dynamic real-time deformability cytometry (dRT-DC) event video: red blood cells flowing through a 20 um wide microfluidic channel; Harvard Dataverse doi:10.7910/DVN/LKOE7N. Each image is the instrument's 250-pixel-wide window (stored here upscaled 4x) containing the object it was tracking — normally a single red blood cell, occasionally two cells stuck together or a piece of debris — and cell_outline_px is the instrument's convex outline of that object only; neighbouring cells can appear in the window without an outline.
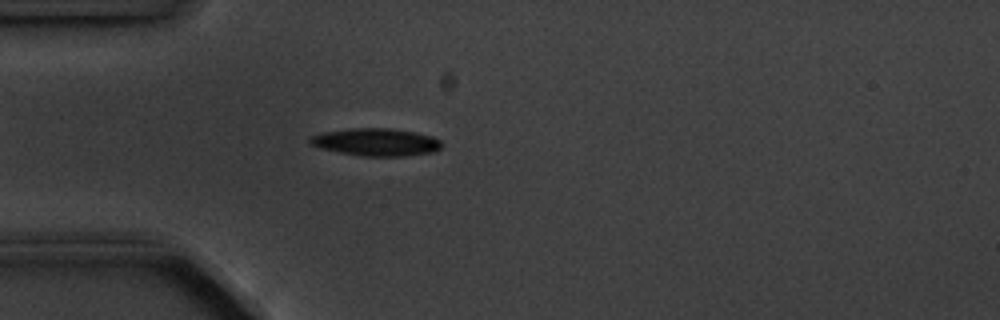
{"species": "common noctule bat (a hibernating species)", "species_latin": "Nyctalus noctula", "temperature_condition": "cold", "stored_images_in_passage": 5, "camera_frame_rate_fps": 3000, "um_per_image_px": 0.085, "animal": {"sex": "male", "body_mass_g": 20.1, "forearm_length_mm": 53.5}, "frame": {"image": 1, "passage_image": 5, "time_ms": 4.333, "image_size_px": [1000, 320], "cell_outline_px": [[440, 148], [436, 152], [404, 156], [360, 156], [320, 148], [312, 144], [308, 140], [308, 136], [324, 132], [352, 128], [388, 128], [416, 132], [432, 136], [440, 140]], "centroid_in_image_um": [31.97, 12.08], "position_along_channel_um": 53.0, "area_um2": 21.15}}